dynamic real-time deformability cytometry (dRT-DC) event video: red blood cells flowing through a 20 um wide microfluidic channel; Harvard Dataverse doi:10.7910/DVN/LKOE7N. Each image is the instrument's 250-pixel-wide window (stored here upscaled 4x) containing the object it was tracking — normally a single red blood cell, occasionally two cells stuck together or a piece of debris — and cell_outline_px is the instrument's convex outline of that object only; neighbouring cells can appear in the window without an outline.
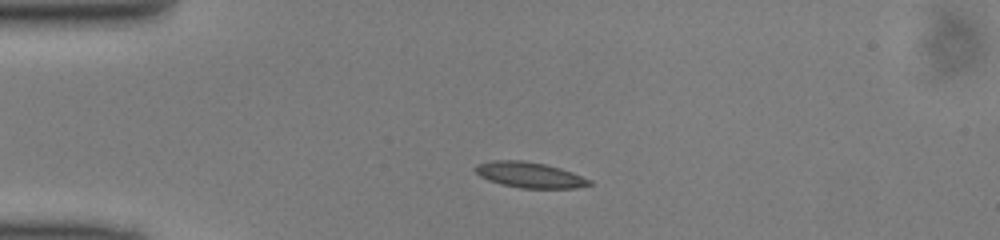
{"species": "common noctule bat (a hibernating species)", "species_latin": "Nyctalus noctula", "temperature_condition": "cold", "stored_images_in_passage": 45, "camera_frame_rate_fps": 3000, "um_per_image_px": 0.085, "animal": {"sex": "male", "body_mass_g": 13.0, "forearm_length_mm": 53.1}, "frame": {"image": 1, "passage_image": 7, "time_ms": 2.0, "image_size_px": [1000, 240], "cell_outline_px": [[592, 184], [576, 188], [520, 188], [488, 180], [480, 176], [472, 168], [476, 164], [492, 160], [520, 160], [544, 164], [560, 168], [572, 172], [592, 180]], "centroid_in_image_um": [45.0, 14.86], "position_along_channel_um": 40.0, "area_um2": 16.99}}
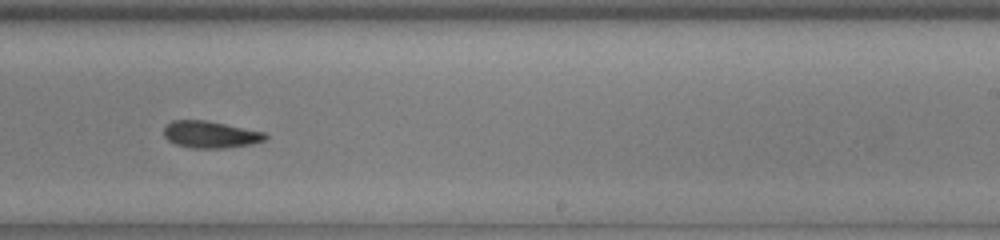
{"frame": {"image": 2, "passage_image": 26, "time_ms": 8.333, "image_size_px": [1000, 240], "cell_outline_px": [[268, 136], [264, 140], [252, 144], [224, 148], [188, 148], [176, 144], [168, 140], [164, 136], [164, 128], [172, 120], [208, 120], [264, 132]], "centroid_in_image_um": [17.87, 11.43], "position_along_channel_um": 271.1, "area_um2": 15.95}}
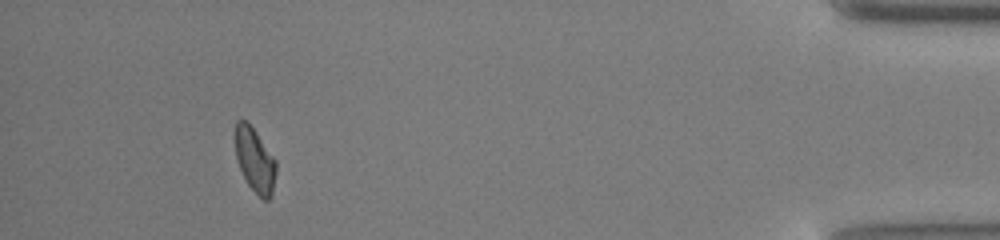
{"frame": {"image": 3, "passage_image": 41, "time_ms": 13.333, "image_size_px": [1000, 240], "cell_outline_px": [[276, 172], [272, 196], [268, 200], [264, 200], [248, 184], [240, 168], [236, 156], [232, 136], [232, 132], [236, 120], [244, 120], [256, 132], [276, 160]], "centroid_in_image_um": [21.63, 13.56], "position_along_channel_um": 413.6, "area_um2": 15.49}}